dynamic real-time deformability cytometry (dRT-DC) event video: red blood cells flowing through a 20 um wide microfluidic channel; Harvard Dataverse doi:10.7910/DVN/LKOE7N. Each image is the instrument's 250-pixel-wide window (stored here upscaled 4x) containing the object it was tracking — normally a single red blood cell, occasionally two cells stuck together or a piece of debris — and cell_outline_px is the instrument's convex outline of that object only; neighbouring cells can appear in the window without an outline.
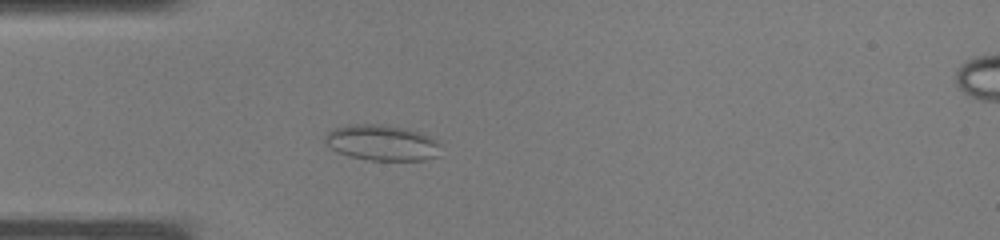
{"species": "common noctule bat (a hibernating species)", "species_latin": "Nyctalus noctula", "temperature_condition": "warm", "stored_images_in_passage": 29, "camera_frame_rate_fps": 3000, "um_per_image_px": 0.085, "animal": {"sex": "male", "body_mass_g": 19.0, "forearm_length_mm": 50.8}, "frame": {"image": 1, "passage_image": 2, "time_ms": 0.333, "image_size_px": [1000, 240], "cell_outline_px": [[440, 156], [424, 160], [368, 160], [348, 156], [332, 148], [324, 140], [324, 136], [332, 128], [348, 124], [388, 124], [408, 128], [432, 136], [440, 144]], "centroid_in_image_um": [32.51, 12.11], "position_along_channel_um": 52.5, "area_um2": 24.51}}
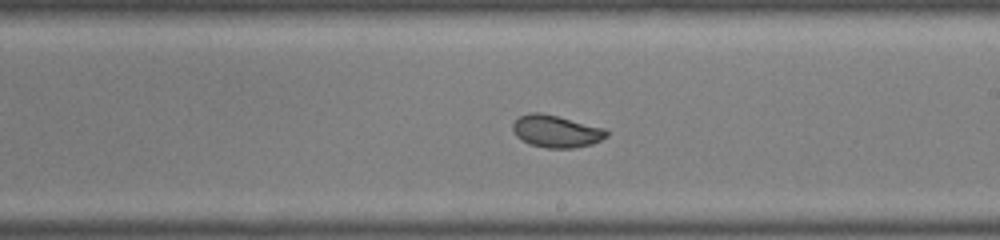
{"frame": {"image": 2, "passage_image": 13, "time_ms": 4.0, "image_size_px": [1000, 240], "cell_outline_px": [[608, 136], [592, 144], [572, 148], [548, 148], [528, 144], [516, 136], [512, 128], [512, 124], [520, 116], [528, 112], [540, 112], [604, 128], [608, 132]], "centroid_in_image_um": [47.25, 11.16], "position_along_channel_um": 241.8, "area_um2": 17.51}}
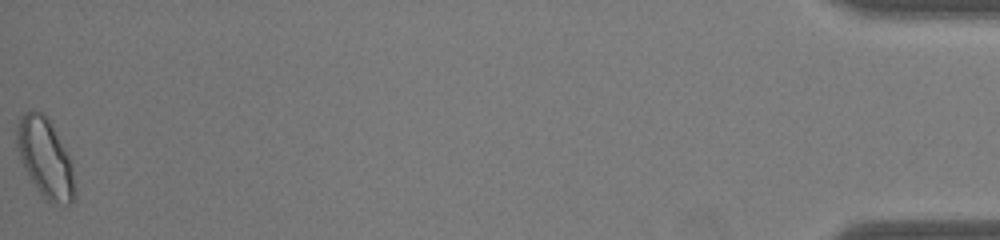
{"frame": {"image": 3, "passage_image": 29, "time_ms": 9.333, "image_size_px": [1000, 240], "cell_outline_px": [[76, 196], [68, 204], [48, 204], [44, 200], [24, 168], [20, 160], [16, 148], [16, 128], [20, 116], [24, 112], [40, 112], [48, 116], [68, 156], [72, 168], [76, 188]], "centroid_in_image_um": [3.83, 13.47], "position_along_channel_um": 431.4, "area_um2": 26.82}}